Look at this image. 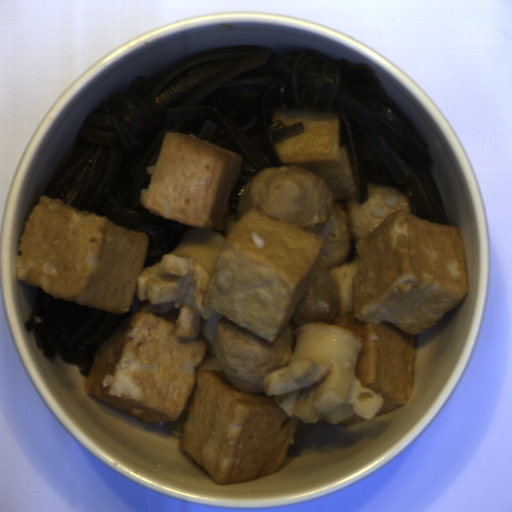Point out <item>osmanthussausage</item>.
Returning a JSON list of instances; mask_svg holds the SVG:
<instances>
[{"label":"osmanthus sausage","mask_w":512,"mask_h":512,"mask_svg":"<svg viewBox=\"0 0 512 512\" xmlns=\"http://www.w3.org/2000/svg\"><path fill=\"white\" fill-rule=\"evenodd\" d=\"M294 335L289 364L262 378L263 393L273 395L286 415L307 425L321 419L338 424L354 414L374 420L385 400L357 377L362 348L358 333L311 320Z\"/></svg>","instance_id":"1"},{"label":"osmanthus sausage","mask_w":512,"mask_h":512,"mask_svg":"<svg viewBox=\"0 0 512 512\" xmlns=\"http://www.w3.org/2000/svg\"><path fill=\"white\" fill-rule=\"evenodd\" d=\"M225 239L214 230L187 229L158 263L141 270L135 283L136 298L148 303L140 308L142 313L155 316L179 308L174 335L200 337L210 356H215V334L223 315L204 308L199 289L207 288Z\"/></svg>","instance_id":"2"}]
</instances>
